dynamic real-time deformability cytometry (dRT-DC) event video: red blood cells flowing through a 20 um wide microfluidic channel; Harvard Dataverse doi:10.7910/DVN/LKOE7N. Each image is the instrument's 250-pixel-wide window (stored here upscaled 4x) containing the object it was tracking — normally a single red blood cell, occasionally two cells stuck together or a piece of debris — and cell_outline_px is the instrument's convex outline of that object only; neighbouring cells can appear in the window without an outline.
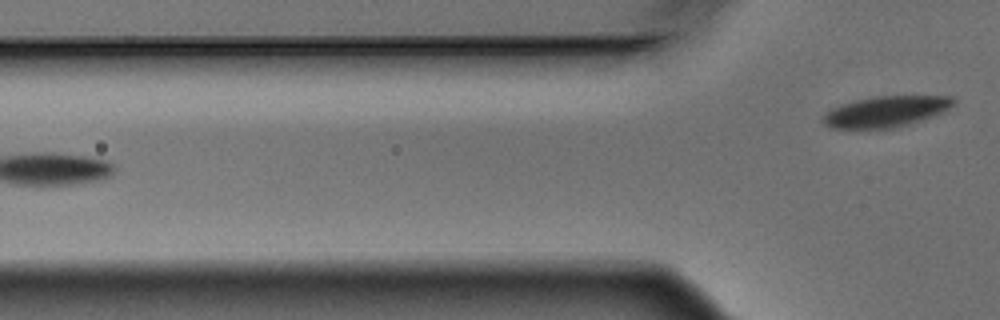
{"species": "Egyptian fruit bat (a non-hibernating species)", "species_latin": "Rousettus aegyptiacus", "temperature_condition": "warm", "stored_images_in_passage": 5, "camera_frame_rate_fps": 3000, "um_per_image_px": 0.085, "animal": {"sex": "male"}, "frame": {"image": 1, "passage_image": 5, "time_ms": 1.333, "image_size_px": [1000, 320], "cell_outline_px": [[956, 100], [948, 108], [940, 112], [908, 124], [892, 128], [860, 132], [828, 128], [820, 120], [820, 116], [832, 108], [840, 104], [856, 100], [876, 96], [952, 96]], "centroid_in_image_um": [75.12, 9.53], "position_along_channel_um": 50.7, "area_um2": 24.16}}